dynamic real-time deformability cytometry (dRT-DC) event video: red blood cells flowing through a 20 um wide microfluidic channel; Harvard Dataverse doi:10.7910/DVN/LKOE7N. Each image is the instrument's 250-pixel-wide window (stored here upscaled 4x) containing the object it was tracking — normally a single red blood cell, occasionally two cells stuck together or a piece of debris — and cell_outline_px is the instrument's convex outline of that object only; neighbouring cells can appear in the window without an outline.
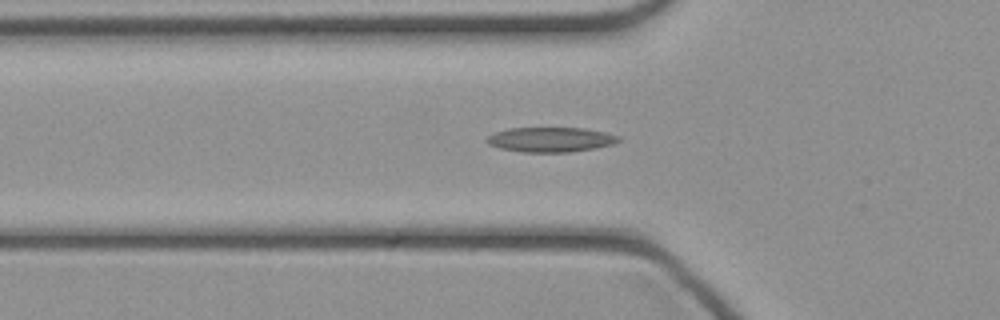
{"species": "common noctule bat (a hibernating species)", "species_latin": "Nyctalus noctula", "temperature_condition": "cold", "stored_images_in_passage": 33, "camera_frame_rate_fps": 3000, "um_per_image_px": 0.085, "animal": {"sex": "female", "body_mass_g": 21.9}, "frame": {"image": 1, "passage_image": 2, "time_ms": 0.333, "image_size_px": [1000, 320], "cell_outline_px": [[620, 140], [612, 144], [596, 148], [572, 152], [520, 152], [500, 148], [488, 144], [484, 140], [488, 136], [496, 132], [508, 128], [584, 128], [604, 132], [620, 136]], "centroid_in_image_um": [46.79, 11.87], "position_along_channel_um": 79.0, "area_um2": 19.07}}
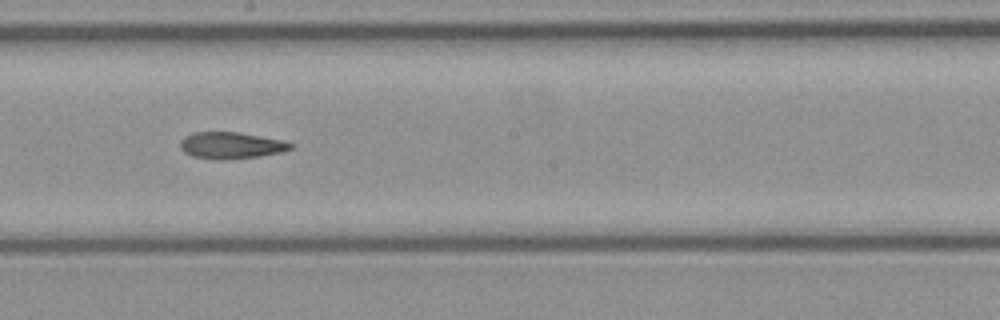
{"frame": {"image": 2, "passage_image": 12, "time_ms": 3.667, "image_size_px": [1000, 320], "cell_outline_px": [[296, 144], [292, 148], [284, 152], [260, 156], [224, 160], [192, 156], [184, 152], [180, 148], [180, 140], [184, 136], [192, 132], [240, 132], [284, 140]], "centroid_in_image_um": [19.68, 12.35], "position_along_channel_um": 228.5, "area_um2": 17.4}}
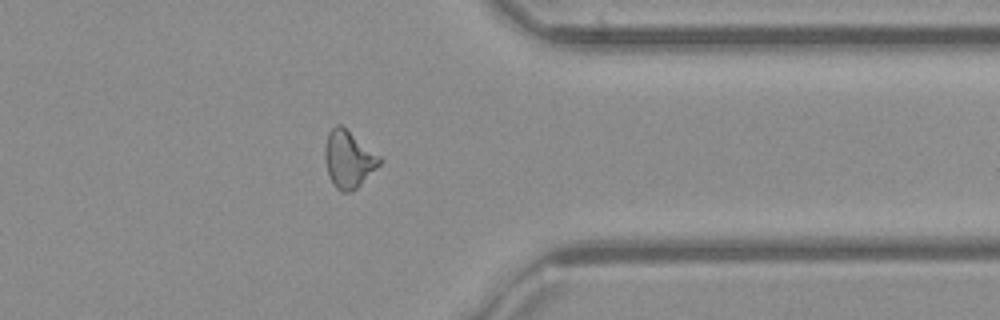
{"frame": {"image": 3, "passage_image": 23, "time_ms": 7.333, "image_size_px": [1000, 320], "cell_outline_px": [[384, 160], [352, 192], [340, 192], [332, 184], [324, 160], [324, 148], [328, 132], [336, 124], [340, 124], [380, 156]], "centroid_in_image_um": [29.6, 13.54], "position_along_channel_um": 381.8, "area_um2": 18.09}}